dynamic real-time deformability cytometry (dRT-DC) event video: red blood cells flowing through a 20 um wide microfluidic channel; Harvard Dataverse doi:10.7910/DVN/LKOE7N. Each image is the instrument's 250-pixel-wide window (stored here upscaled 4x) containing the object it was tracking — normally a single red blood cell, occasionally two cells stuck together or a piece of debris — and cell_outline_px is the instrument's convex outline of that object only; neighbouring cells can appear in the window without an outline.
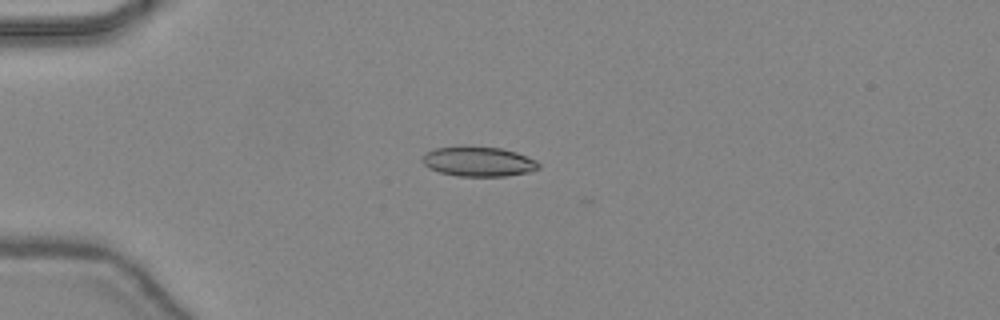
{"species": "common noctule bat (a hibernating species)", "species_latin": "Nyctalus noctula", "temperature_condition": "warm", "stored_images_in_passage": 35, "camera_frame_rate_fps": 3000, "um_per_image_px": 0.085, "animal": {"sex": "female", "body_mass_g": 24.6, "forearm_length_mm": 56.2}, "frame": {"image": 1, "passage_image": 1, "time_ms": 0.0, "image_size_px": [1000, 320], "cell_outline_px": [[540, 168], [528, 172], [504, 176], [456, 176], [440, 172], [428, 168], [420, 160], [428, 152], [436, 148], [464, 144], [500, 148], [516, 152], [536, 160], [540, 164]], "centroid_in_image_um": [40.65, 13.71], "position_along_channel_um": 44.4, "area_um2": 20.52}}
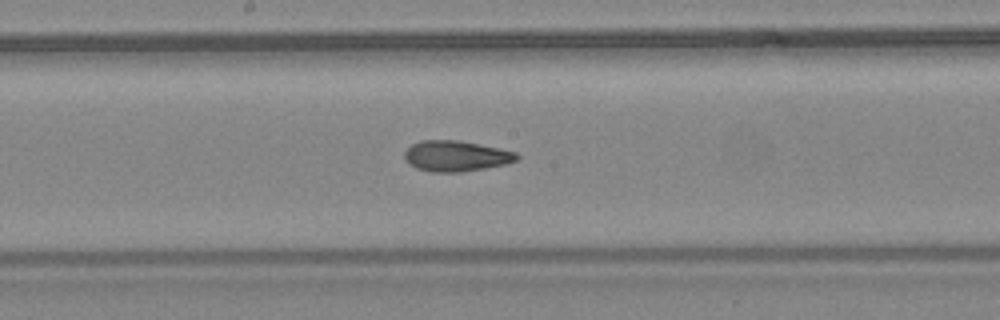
{"frame": {"image": 2, "passage_image": 14, "time_ms": 4.333, "image_size_px": [1000, 320], "cell_outline_px": [[520, 156], [516, 160], [504, 164], [484, 168], [460, 172], [432, 172], [416, 168], [408, 164], [404, 160], [404, 152], [412, 144], [420, 140], [456, 140], [500, 148], [516, 152]], "centroid_in_image_um": [38.72, 13.26], "position_along_channel_um": 209.5, "area_um2": 20.06}}
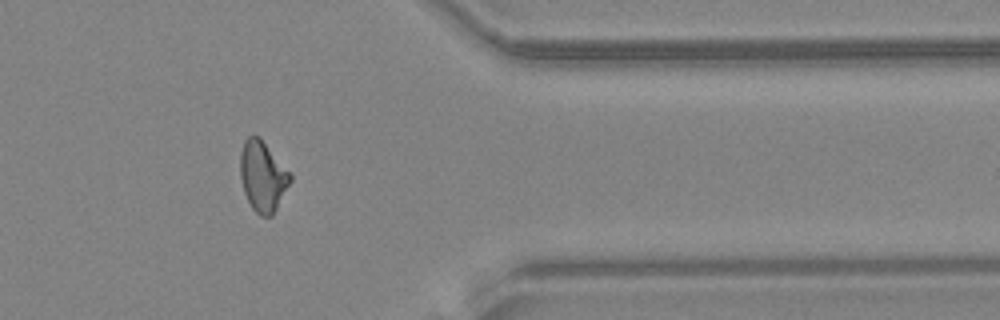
{"frame": {"image": 3, "passage_image": 27, "time_ms": 8.667, "image_size_px": [1000, 320], "cell_outline_px": [[292, 180], [272, 216], [260, 216], [252, 208], [244, 192], [240, 176], [240, 152], [244, 140], [248, 136], [260, 136], [292, 172]], "centroid_in_image_um": [22.35, 14.95], "position_along_channel_um": 389.0, "area_um2": 20.87}, "authors_computed_cell_mechanics": {"area_um2": 20.1722, "velocity_mm_per_s": 4.4725, "shape_relaxation_time_tau1_ms": null, "shape_relaxation_time_tau2_ms": 1.9312, "deformation_change_tau1": null, "deformation_change_tau2": 0.078}}